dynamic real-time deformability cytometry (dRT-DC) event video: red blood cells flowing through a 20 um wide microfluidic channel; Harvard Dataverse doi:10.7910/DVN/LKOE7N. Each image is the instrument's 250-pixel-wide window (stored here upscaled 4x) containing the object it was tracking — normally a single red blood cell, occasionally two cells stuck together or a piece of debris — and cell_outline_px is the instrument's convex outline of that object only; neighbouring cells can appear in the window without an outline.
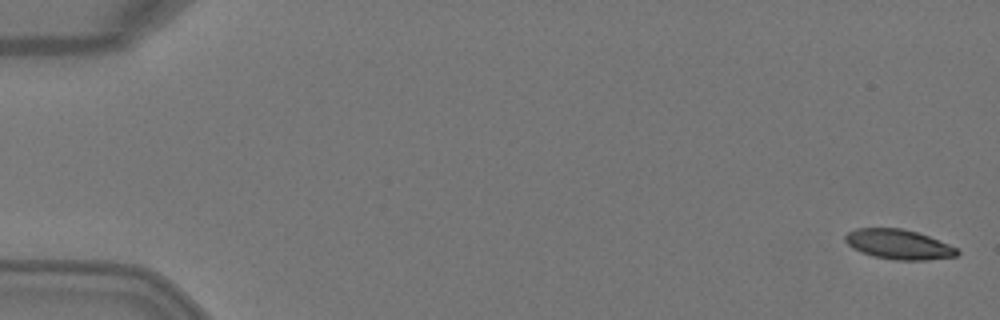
{"species": "Egyptian fruit bat (a non-hibernating species)", "species_latin": "Rousettus aegyptiacus", "temperature_condition": "warm", "stored_images_in_passage": 5, "camera_frame_rate_fps": 3000, "um_per_image_px": 0.085, "animal": {"sex": "female"}, "frame": {"image": 1, "passage_image": 1, "time_ms": 0.0, "image_size_px": [1000, 320], "cell_outline_px": [[960, 252], [956, 256], [928, 260], [896, 260], [872, 256], [860, 252], [852, 248], [844, 240], [844, 236], [848, 232], [856, 228], [900, 228], [916, 232], [928, 236], [948, 244], [956, 248]], "centroid_in_image_um": [76.35, 20.77], "position_along_channel_um": 8.7, "area_um2": 19.42}}
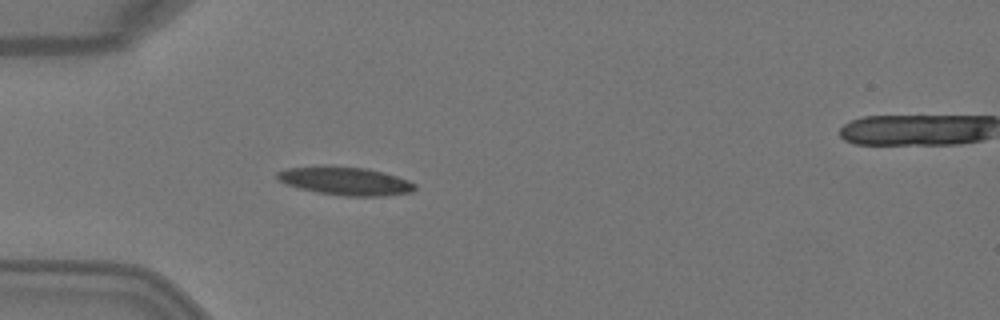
{"frame": {"image": 2, "passage_image": 4, "time_ms": 1.0, "image_size_px": [1000, 320], "cell_outline_px": [[416, 188], [412, 192], [384, 196], [344, 196], [320, 192], [300, 188], [284, 184], [276, 176], [276, 172], [288, 168], [324, 164], [368, 168], [384, 172], [408, 180], [416, 184]], "centroid_in_image_um": [29.35, 15.36], "position_along_channel_um": 55.6, "area_um2": 23.0}}